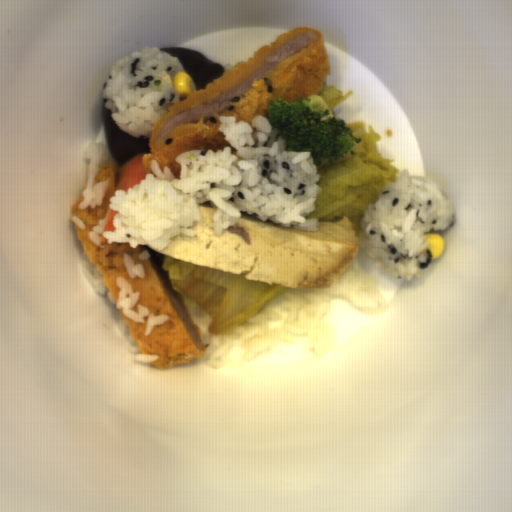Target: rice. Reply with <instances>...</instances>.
Segmentation results:
<instances>
[{
  "instance_id": "652b925c",
  "label": "rice",
  "mask_w": 512,
  "mask_h": 512,
  "mask_svg": "<svg viewBox=\"0 0 512 512\" xmlns=\"http://www.w3.org/2000/svg\"><path fill=\"white\" fill-rule=\"evenodd\" d=\"M218 122L229 145L185 150L175 158L181 167L178 177L152 160L145 179L109 198L108 208L116 213L114 231H105V218L100 219L87 238L100 249L105 238L107 245H144L161 252L174 239H198L193 226L202 220L199 207L206 202L215 210L209 228L218 237L243 213L278 226L318 231L317 218H307L321 192L313 154L287 150L286 139L262 114L250 123L237 122L235 115L218 116Z\"/></svg>"
},
{
  "instance_id": "023b6e5f",
  "label": "rice",
  "mask_w": 512,
  "mask_h": 512,
  "mask_svg": "<svg viewBox=\"0 0 512 512\" xmlns=\"http://www.w3.org/2000/svg\"><path fill=\"white\" fill-rule=\"evenodd\" d=\"M279 307H267L227 334H214L203 355L206 367H222L236 348L244 351L241 362H253L280 344L304 342L308 354L326 355L338 348V332L327 325L333 299L344 300L359 313L385 314L389 303L376 277L367 275L359 262L351 264L335 278L331 287L288 291Z\"/></svg>"
},
{
  "instance_id": "8eca5e8b",
  "label": "rice",
  "mask_w": 512,
  "mask_h": 512,
  "mask_svg": "<svg viewBox=\"0 0 512 512\" xmlns=\"http://www.w3.org/2000/svg\"><path fill=\"white\" fill-rule=\"evenodd\" d=\"M455 220L453 201L434 180L403 169L397 181L382 188L375 203L368 205L358 241L385 274L411 281L423 276L432 260L425 233L444 231Z\"/></svg>"
},
{
  "instance_id": "acb35da6",
  "label": "rice",
  "mask_w": 512,
  "mask_h": 512,
  "mask_svg": "<svg viewBox=\"0 0 512 512\" xmlns=\"http://www.w3.org/2000/svg\"><path fill=\"white\" fill-rule=\"evenodd\" d=\"M186 72L179 57L143 47L118 59L102 90V102L117 127L139 138L152 137L156 121L180 102L173 77Z\"/></svg>"
},
{
  "instance_id": "b023fe2a",
  "label": "rice",
  "mask_w": 512,
  "mask_h": 512,
  "mask_svg": "<svg viewBox=\"0 0 512 512\" xmlns=\"http://www.w3.org/2000/svg\"><path fill=\"white\" fill-rule=\"evenodd\" d=\"M82 272L86 276L89 284L94 292L104 295L111 305L116 309L122 310L123 316L132 320L133 323H144L146 329L144 336L151 335L155 326L163 325L169 320V315H155L151 313L148 307L143 306L141 303L137 305V312L132 308L140 300V291H133V287L123 277H118L116 283L119 287L117 299H115L110 290H108L103 282V275L97 269L96 264H91L84 252L82 256Z\"/></svg>"
},
{
  "instance_id": "e3fd555f",
  "label": "rice",
  "mask_w": 512,
  "mask_h": 512,
  "mask_svg": "<svg viewBox=\"0 0 512 512\" xmlns=\"http://www.w3.org/2000/svg\"><path fill=\"white\" fill-rule=\"evenodd\" d=\"M84 157L86 160H90L86 181V189L82 192L83 200L79 203L78 209L83 210L90 206L94 208L103 205L104 198L107 194L108 180H103L97 184L96 178L99 172V166L108 163L110 160L109 149L103 142H93L86 146Z\"/></svg>"
},
{
  "instance_id": "a3056103",
  "label": "rice",
  "mask_w": 512,
  "mask_h": 512,
  "mask_svg": "<svg viewBox=\"0 0 512 512\" xmlns=\"http://www.w3.org/2000/svg\"><path fill=\"white\" fill-rule=\"evenodd\" d=\"M123 263L130 277L145 278L146 272L142 263H134L133 258L128 254H123Z\"/></svg>"
},
{
  "instance_id": "f2f60c81",
  "label": "rice",
  "mask_w": 512,
  "mask_h": 512,
  "mask_svg": "<svg viewBox=\"0 0 512 512\" xmlns=\"http://www.w3.org/2000/svg\"><path fill=\"white\" fill-rule=\"evenodd\" d=\"M134 357V360H136L137 362H142V363H150V362H153L155 360H158L160 357L158 354H144V353H138L136 355H133Z\"/></svg>"
},
{
  "instance_id": "0b520998",
  "label": "rice",
  "mask_w": 512,
  "mask_h": 512,
  "mask_svg": "<svg viewBox=\"0 0 512 512\" xmlns=\"http://www.w3.org/2000/svg\"><path fill=\"white\" fill-rule=\"evenodd\" d=\"M80 229L86 230L85 223L76 215H73L71 219Z\"/></svg>"
},
{
  "instance_id": "e7b20468",
  "label": "rice",
  "mask_w": 512,
  "mask_h": 512,
  "mask_svg": "<svg viewBox=\"0 0 512 512\" xmlns=\"http://www.w3.org/2000/svg\"><path fill=\"white\" fill-rule=\"evenodd\" d=\"M150 257H151V254H150V252H149L147 249H145V250L141 251V252L138 254V256H137V258H138L139 260H148Z\"/></svg>"
}]
</instances>
